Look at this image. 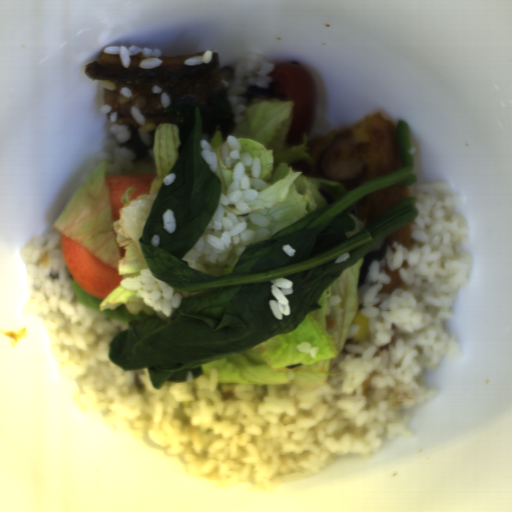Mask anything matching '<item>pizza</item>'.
<instances>
[{
  "instance_id": "4",
  "label": "pizza",
  "mask_w": 512,
  "mask_h": 512,
  "mask_svg": "<svg viewBox=\"0 0 512 512\" xmlns=\"http://www.w3.org/2000/svg\"><path fill=\"white\" fill-rule=\"evenodd\" d=\"M401 268H405V269L408 268L407 260H404L403 264L395 271H390L388 268L387 262H386L385 272L387 273L388 276L391 277V281L389 284H383V289L381 290L380 293H391L392 294L396 287L404 286V282L402 281V279L398 273V270Z\"/></svg>"
},
{
  "instance_id": "2",
  "label": "pizza",
  "mask_w": 512,
  "mask_h": 512,
  "mask_svg": "<svg viewBox=\"0 0 512 512\" xmlns=\"http://www.w3.org/2000/svg\"><path fill=\"white\" fill-rule=\"evenodd\" d=\"M406 198H410V184L391 186L366 195L354 203L349 214L360 218L367 225L368 219Z\"/></svg>"
},
{
  "instance_id": "3",
  "label": "pizza",
  "mask_w": 512,
  "mask_h": 512,
  "mask_svg": "<svg viewBox=\"0 0 512 512\" xmlns=\"http://www.w3.org/2000/svg\"><path fill=\"white\" fill-rule=\"evenodd\" d=\"M412 240L413 238L411 237L409 223L386 236L387 245L394 251L395 248L393 247V241L404 243L408 247V249H411L413 245Z\"/></svg>"
},
{
  "instance_id": "1",
  "label": "pizza",
  "mask_w": 512,
  "mask_h": 512,
  "mask_svg": "<svg viewBox=\"0 0 512 512\" xmlns=\"http://www.w3.org/2000/svg\"><path fill=\"white\" fill-rule=\"evenodd\" d=\"M314 163L299 159L286 164L301 175L341 182L349 193L363 183L402 170L397 125L383 112L307 140Z\"/></svg>"
}]
</instances>
